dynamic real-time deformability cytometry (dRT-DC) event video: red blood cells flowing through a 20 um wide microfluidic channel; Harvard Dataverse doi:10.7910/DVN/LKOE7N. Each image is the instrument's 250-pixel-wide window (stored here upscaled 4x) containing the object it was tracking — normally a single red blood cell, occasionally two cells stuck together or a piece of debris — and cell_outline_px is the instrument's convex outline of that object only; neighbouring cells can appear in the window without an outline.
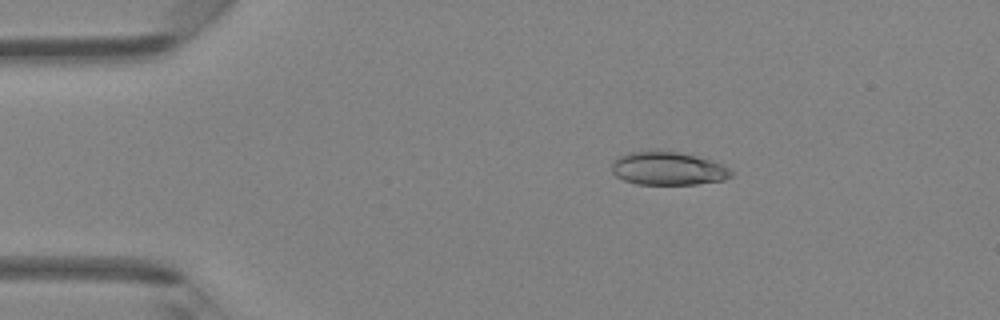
{"species": "Egyptian fruit bat (a non-hibernating species)", "species_latin": "Rousettus aegyptiacus", "temperature_condition": "room temperature", "stored_images_in_passage": 47, "camera_frame_rate_fps": 3000, "um_per_image_px": 0.085, "animal": {"sex": "female"}, "frame": {"image": 1, "passage_image": 8, "time_ms": 2.333, "image_size_px": [1000, 320], "cell_outline_px": [[736, 172], [732, 176], [724, 180], [696, 184], [636, 184], [624, 180], [616, 176], [612, 172], [612, 164], [620, 156], [628, 152], [656, 148], [696, 156], [712, 160]], "centroid_in_image_um": [56.78, 14.3], "position_along_channel_um": 28.2, "area_um2": 23.52}}
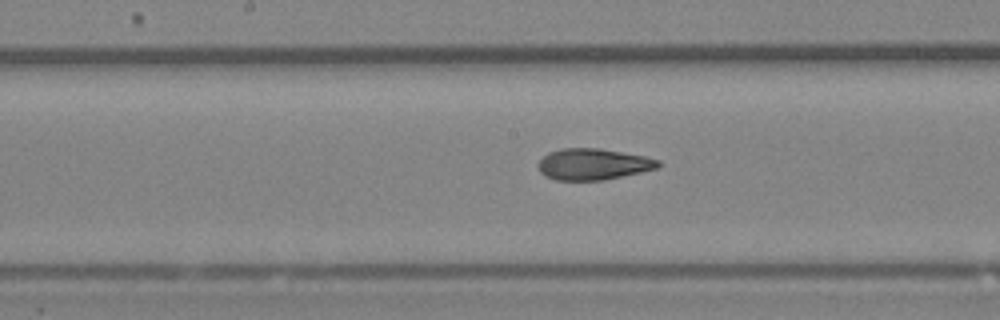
{"frame": {"image": 2, "passage_image": 24, "time_ms": 7.667, "image_size_px": [1000, 320], "cell_outline_px": [[660, 164], [656, 168], [640, 172], [604, 180], [556, 180], [544, 176], [540, 172], [536, 164], [548, 152], [560, 148], [600, 148], [644, 156], [660, 160]], "centroid_in_image_um": [50.36, 13.95], "position_along_channel_um": 197.8, "area_um2": 21.91}}
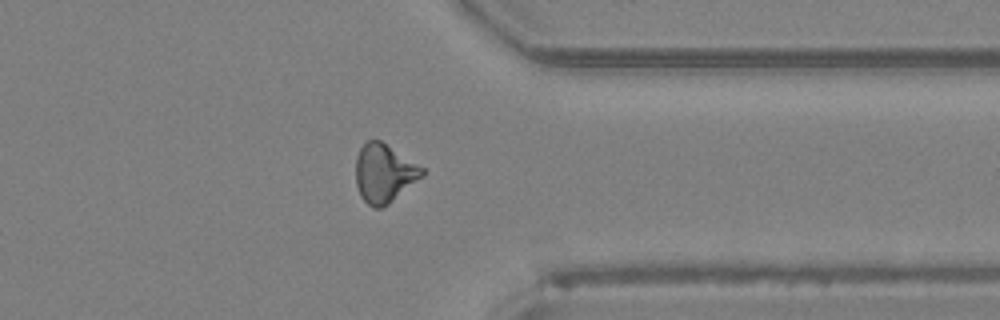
{"frame": {"image": 3, "passage_image": 37, "time_ms": 12.0, "image_size_px": [1000, 320], "cell_outline_px": [[424, 176], [388, 204], [380, 208], [372, 208], [360, 196], [356, 184], [356, 156], [360, 148], [368, 140], [380, 140], [424, 168]], "centroid_in_image_um": [32.64, 14.74], "position_along_channel_um": 378.8, "area_um2": 22.54}, "authors_computed_cell_mechanics": {"area_um2": 22.3686, "velocity_mm_per_s": 4.2891, "shape_relaxation_time_tau1_ms": 4.5261, "shape_relaxation_time_tau2_ms": 2.5657, "deformation_change_tau1": 0.1482, "deformation_change_tau2": 0.0897}}